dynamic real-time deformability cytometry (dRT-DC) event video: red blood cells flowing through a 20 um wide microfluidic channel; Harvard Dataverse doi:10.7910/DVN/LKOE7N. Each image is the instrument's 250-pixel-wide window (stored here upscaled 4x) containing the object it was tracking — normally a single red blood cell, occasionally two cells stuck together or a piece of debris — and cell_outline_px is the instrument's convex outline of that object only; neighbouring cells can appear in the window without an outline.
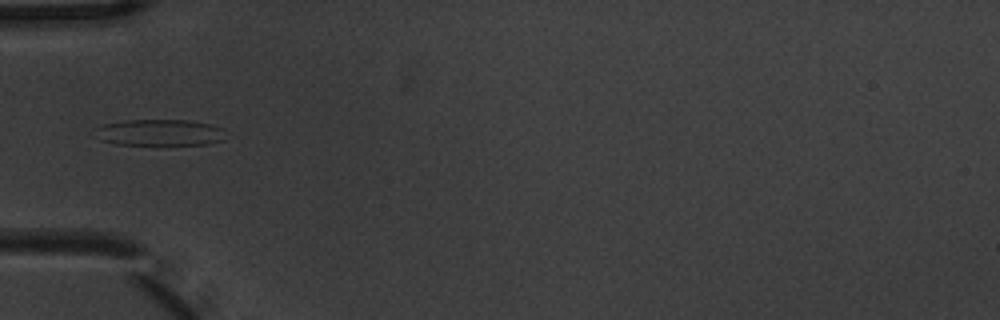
{"species": "common noctule bat (a hibernating species)", "species_latin": "Nyctalus noctula", "temperature_condition": "warm", "stored_images_in_passage": 5, "camera_frame_rate_fps": 3000, "um_per_image_px": 0.085, "animal": {"sex": "male", "body_mass_g": 20.1, "forearm_length_mm": 53.5}, "frame": {"image": 1, "passage_image": 5, "time_ms": 1.333, "image_size_px": [1000, 320], "cell_outline_px": [[224, 140], [208, 144], [156, 148], [116, 144], [100, 140], [96, 128], [104, 124], [124, 120], [188, 120], [212, 124], [224, 128]], "centroid_in_image_um": [13.63, 11.32], "position_along_channel_um": 71.4, "area_um2": 21.27}}